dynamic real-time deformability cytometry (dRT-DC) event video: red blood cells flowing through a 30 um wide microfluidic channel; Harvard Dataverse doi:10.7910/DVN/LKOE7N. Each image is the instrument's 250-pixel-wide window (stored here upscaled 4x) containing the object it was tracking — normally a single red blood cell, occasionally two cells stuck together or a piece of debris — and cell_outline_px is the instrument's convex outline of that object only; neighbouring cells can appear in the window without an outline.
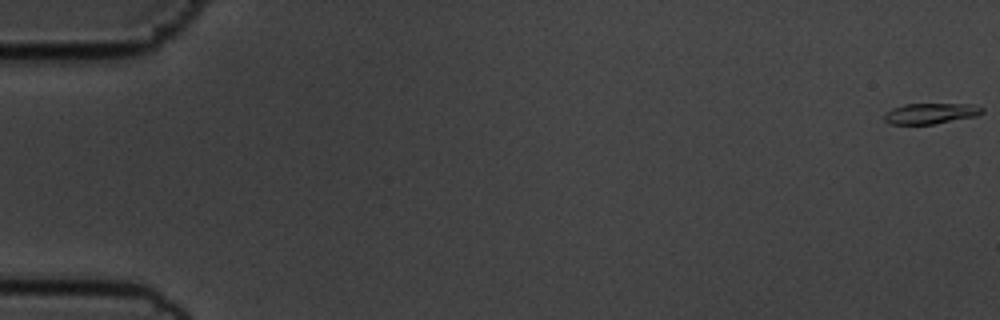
{"species": "common noctule bat (a hibernating species)", "species_latin": "Nyctalus noctula", "temperature_condition": "cold", "stored_images_in_passage": 12, "camera_frame_rate_fps": 3000, "um_per_image_px": 0.085, "animal": {"sex": "male", "body_mass_g": 19.5, "forearm_length_mm": 54.6}, "frame": {"image": 1, "passage_image": 1, "time_ms": 0.0, "image_size_px": [1000, 320], "cell_outline_px": [[984, 112], [976, 116], [932, 124], [892, 124], [884, 120], [884, 116], [892, 108], [904, 104], [972, 104], [984, 108]], "centroid_in_image_um": [79.13, 9.64], "position_along_channel_um": 5.9, "area_um2": 11.68}}